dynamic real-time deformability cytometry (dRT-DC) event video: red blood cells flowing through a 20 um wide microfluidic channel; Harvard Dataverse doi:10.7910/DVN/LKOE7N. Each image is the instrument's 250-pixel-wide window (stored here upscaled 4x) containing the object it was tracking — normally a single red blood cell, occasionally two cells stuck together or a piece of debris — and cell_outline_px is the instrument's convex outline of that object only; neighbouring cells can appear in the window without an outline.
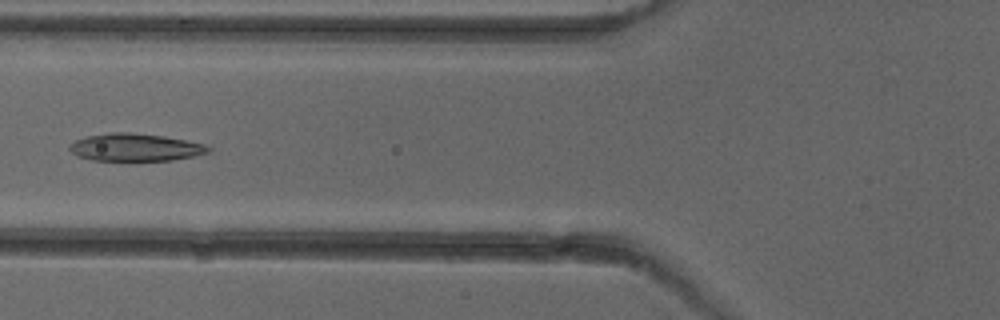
{"species": "common noctule bat (a hibernating species)", "species_latin": "Nyctalus noctula", "temperature_condition": "cold", "stored_images_in_passage": 6, "camera_frame_rate_fps": 3000, "um_per_image_px": 0.085, "animal": {"sex": "female"}, "frame": {"image": 1, "passage_image": 5, "time_ms": 6.0, "image_size_px": [1000, 320], "cell_outline_px": [[212, 152], [196, 156], [172, 160], [92, 160], [76, 156], [68, 148], [68, 144], [84, 136], [108, 132], [128, 132], [164, 136], [204, 144], [212, 148]], "centroid_in_image_um": [11.48, 12.52], "position_along_channel_um": 114.3, "area_um2": 22.48}}
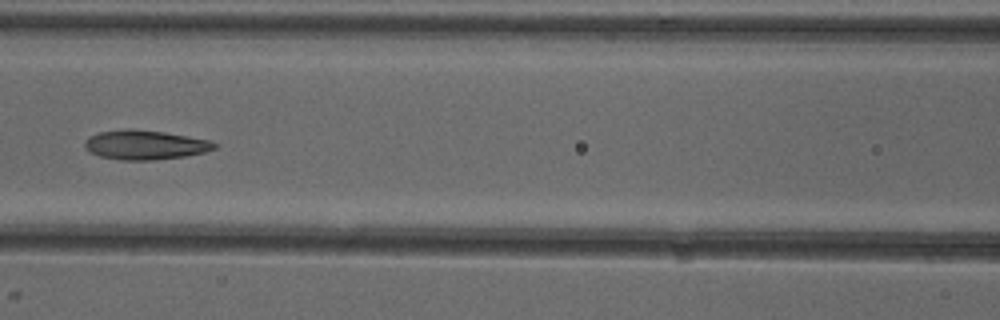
{"frame": {"image": 2, "passage_image": 6, "time_ms": 7.0, "image_size_px": [1000, 320], "cell_outline_px": [[220, 144], [216, 148], [204, 152], [184, 156], [152, 160], [120, 160], [100, 156], [84, 148], [84, 140], [88, 136], [100, 132], [124, 128], [128, 128], [164, 132], [208, 140]], "centroid_in_image_um": [12.3, 12.31], "position_along_channel_um": 154.3, "area_um2": 22.2}}